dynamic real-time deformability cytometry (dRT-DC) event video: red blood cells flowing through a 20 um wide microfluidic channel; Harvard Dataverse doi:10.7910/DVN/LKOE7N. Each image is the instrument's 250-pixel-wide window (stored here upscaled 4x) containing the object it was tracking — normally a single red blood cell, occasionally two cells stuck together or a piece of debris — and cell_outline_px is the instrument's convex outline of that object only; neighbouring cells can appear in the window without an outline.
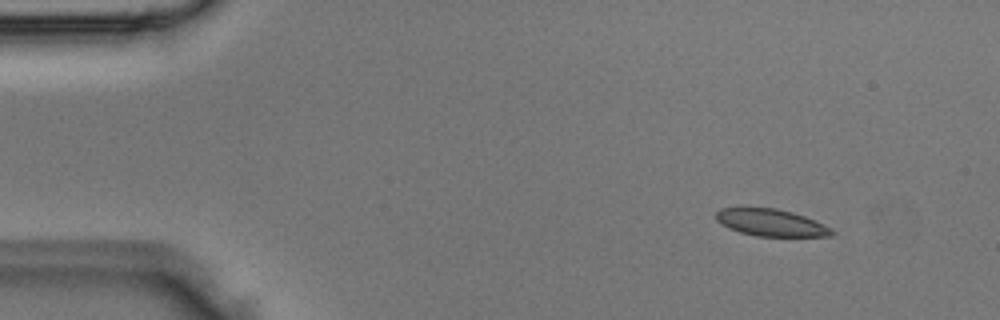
{"species": "Egyptian fruit bat (a non-hibernating species)", "species_latin": "Rousettus aegyptiacus", "temperature_condition": "room temperature", "stored_images_in_passage": 4, "camera_frame_rate_fps": 3000, "um_per_image_px": 0.085, "animal": {"sex": "male"}, "frame": {"image": 1, "passage_image": 2, "time_ms": 0.333, "image_size_px": [1000, 320], "cell_outline_px": [[836, 232], [832, 236], [756, 236], [740, 232], [728, 228], [716, 220], [716, 212], [720, 208], [776, 208], [792, 212], [804, 216], [832, 228]], "centroid_in_image_um": [65.54, 18.93], "position_along_channel_um": 19.5, "area_um2": 18.15}}
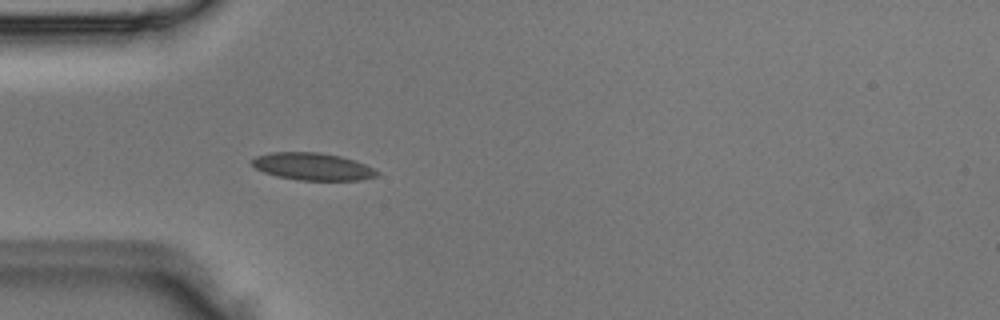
{"frame": {"image": 2, "passage_image": 4, "time_ms": 1.0, "image_size_px": [1000, 320], "cell_outline_px": [[380, 172], [376, 176], [360, 180], [296, 180], [276, 176], [264, 172], [256, 168], [252, 164], [252, 160], [256, 156], [272, 152], [320, 152], [340, 156], [356, 160]], "centroid_in_image_um": [26.58, 14.15], "position_along_channel_um": 58.4, "area_um2": 19.88}}